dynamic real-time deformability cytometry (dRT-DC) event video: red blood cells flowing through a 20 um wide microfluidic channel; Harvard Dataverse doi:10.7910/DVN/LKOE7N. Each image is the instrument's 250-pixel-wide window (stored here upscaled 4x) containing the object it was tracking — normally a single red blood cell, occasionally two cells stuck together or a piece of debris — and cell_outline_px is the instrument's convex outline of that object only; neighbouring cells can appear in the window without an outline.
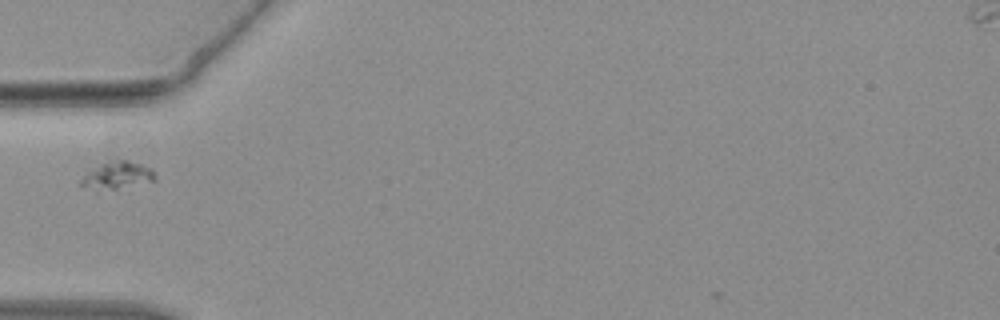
{"species": "common noctule bat (a hibernating species)", "species_latin": "Nyctalus noctula", "temperature_condition": "warm", "stored_images_in_passage": 32, "camera_frame_rate_fps": 3000, "um_per_image_px": 0.085, "animal": {"sex": "female", "body_mass_g": 19.3, "forearm_length_mm": 54.1}, "frame": {"image": 1, "passage_image": 1, "time_ms": 0.0, "image_size_px": [1000, 320], "cell_outline_px": [[156, 180], [96, 196], [80, 188], [80, 180], [88, 168], [100, 164], [120, 160], [128, 160], [152, 168], [156, 172]], "centroid_in_image_um": [9.83, 15.03], "position_along_channel_um": 75.2, "area_um2": 13.24}}
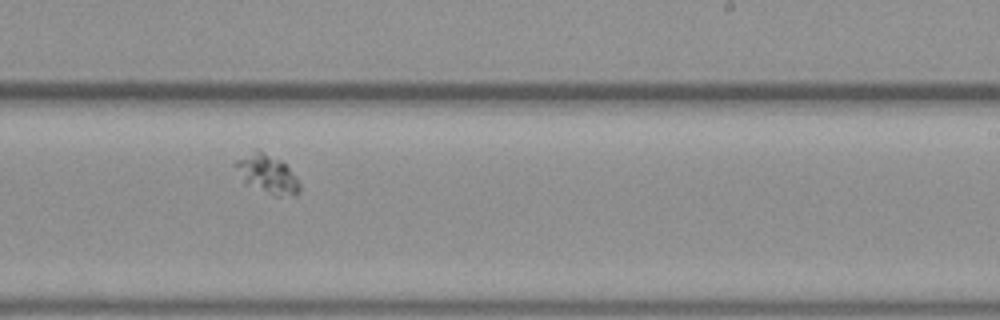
{"frame": {"image": 2, "passage_image": 14, "time_ms": 4.333, "image_size_px": [1000, 320], "cell_outline_px": [[300, 192], [296, 196], [276, 196], [244, 184], [232, 164], [236, 160], [256, 148], [260, 148], [280, 160], [288, 168], [300, 184]], "centroid_in_image_um": [22.66, 14.78], "position_along_channel_um": 266.3, "area_um2": 14.74}}
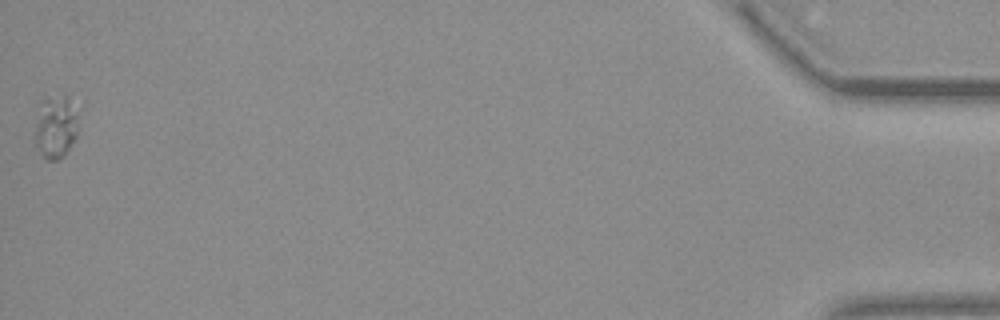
{"frame": {"image": 3, "passage_image": 32, "time_ms": 10.333, "image_size_px": [1000, 320], "cell_outline_px": [[84, 104], [76, 136], [60, 160], [44, 160], [32, 140], [36, 124], [44, 96], [68, 96]], "centroid_in_image_um": [4.83, 10.71], "position_along_channel_um": 430.4, "area_um2": 17.17}}